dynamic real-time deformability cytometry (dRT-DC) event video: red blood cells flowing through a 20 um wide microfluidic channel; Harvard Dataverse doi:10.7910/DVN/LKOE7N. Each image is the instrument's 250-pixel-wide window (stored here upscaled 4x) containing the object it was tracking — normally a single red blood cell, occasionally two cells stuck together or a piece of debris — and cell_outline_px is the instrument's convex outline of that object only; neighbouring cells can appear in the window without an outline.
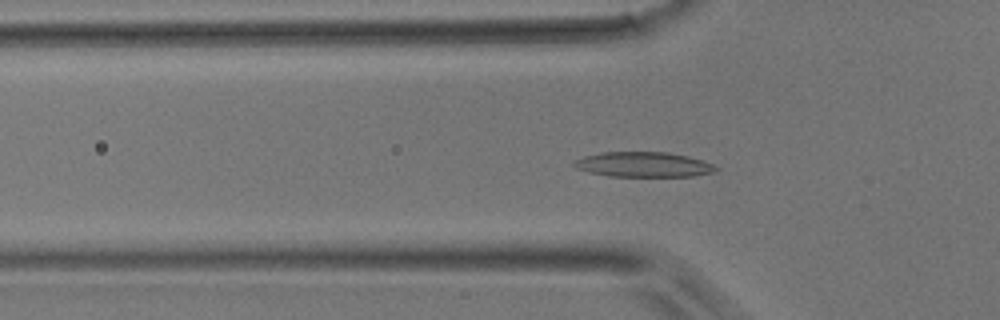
{"species": "common noctule bat (a hibernating species)", "species_latin": "Nyctalus noctula", "temperature_condition": "room temperature", "stored_images_in_passage": 48, "camera_frame_rate_fps": 3000, "um_per_image_px": 0.085, "animal": {"sex": "male", "body_mass_g": 17.9}, "frame": {"image": 1, "passage_image": 15, "time_ms": 4.667, "image_size_px": [1000, 320], "cell_outline_px": [[720, 168], [712, 172], [692, 176], [608, 176], [588, 172], [576, 168], [572, 164], [576, 160], [584, 156], [604, 152], [668, 152], [688, 156], [712, 164]], "centroid_in_image_um": [54.67, 13.98], "position_along_channel_um": 71.1, "area_um2": 20.52}}
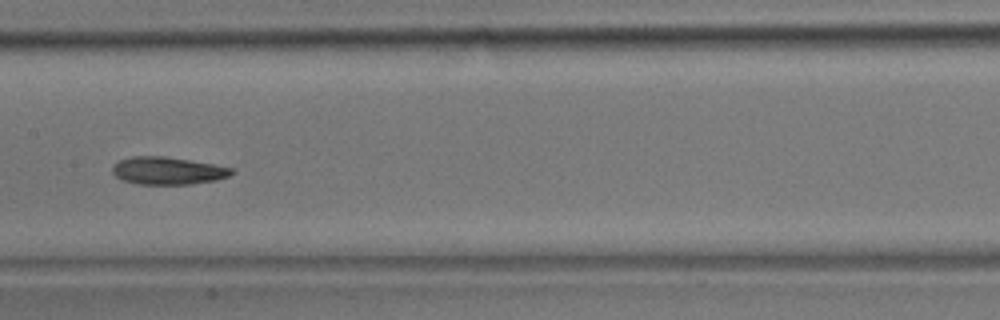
{"frame": {"image": 2, "passage_image": 24, "time_ms": 7.667, "image_size_px": [1000, 320], "cell_outline_px": [[236, 172], [228, 176], [216, 180], [188, 184], [140, 184], [120, 180], [112, 172], [112, 164], [120, 160], [132, 156], [164, 156], [212, 164], [232, 168]], "centroid_in_image_um": [14.22, 14.51], "position_along_channel_um": 193.2, "area_um2": 19.07}}
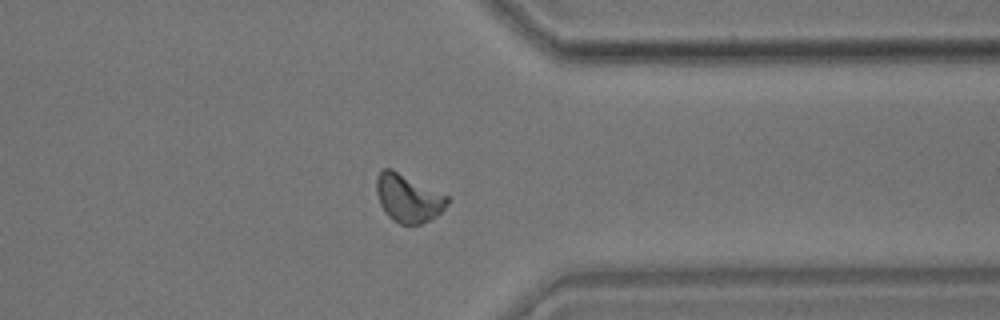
{"frame": {"image": 3, "passage_image": 38, "time_ms": 12.333, "image_size_px": [1000, 320], "cell_outline_px": [[452, 196], [448, 204], [436, 216], [420, 224], [400, 224], [392, 220], [384, 212], [380, 204], [376, 192], [376, 180], [380, 172], [384, 168], [392, 168]], "centroid_in_image_um": [34.73, 16.82], "position_along_channel_um": 376.7, "area_um2": 20.23}}